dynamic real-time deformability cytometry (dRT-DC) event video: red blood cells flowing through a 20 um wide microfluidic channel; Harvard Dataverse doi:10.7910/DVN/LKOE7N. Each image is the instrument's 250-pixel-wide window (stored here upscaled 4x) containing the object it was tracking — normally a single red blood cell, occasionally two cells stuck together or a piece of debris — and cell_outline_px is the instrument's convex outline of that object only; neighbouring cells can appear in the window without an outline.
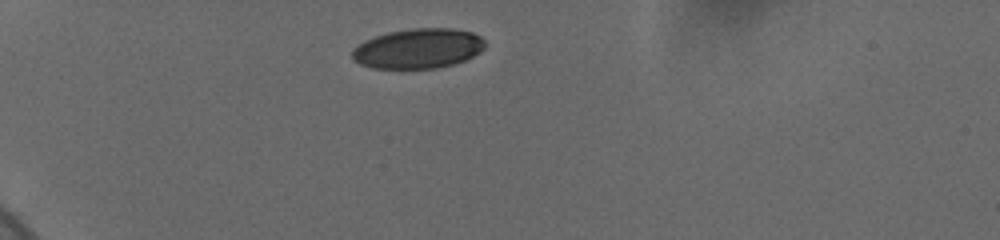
{"species": "human", "species_latin": "Homo sapiens", "temperature_condition": "cold", "stored_images_in_passage": 36, "camera_frame_rate_fps": 3000, "um_per_image_px": 0.085, "donor": {"sex": "female"}, "frame": {"image": 1, "passage_image": 1, "time_ms": 0.0, "image_size_px": [1000, 240], "cell_outline_px": [[484, 48], [480, 52], [464, 60], [452, 64], [436, 68], [372, 68], [360, 64], [352, 60], [352, 48], [364, 40], [388, 32], [412, 28], [452, 28], [472, 32], [480, 36], [484, 40]], "centroid_in_image_um": [35.51, 4.12], "position_along_channel_um": 49.5, "area_um2": 30.92}}
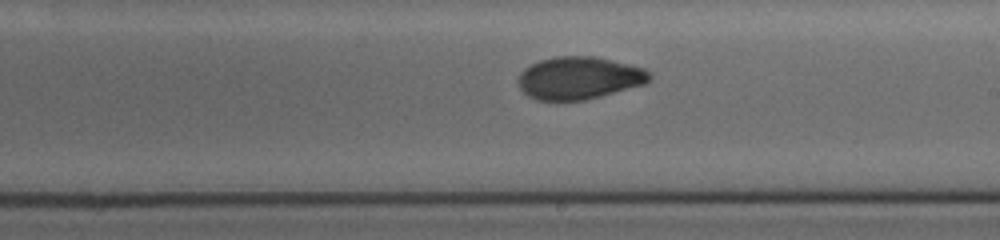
{"frame": {"image": 2, "passage_image": 20, "time_ms": 6.333, "image_size_px": [1000, 240], "cell_outline_px": [[652, 76], [644, 84], [600, 96], [584, 100], [536, 100], [528, 96], [520, 88], [520, 72], [524, 68], [540, 60], [556, 56], [592, 56], [612, 60], [644, 68], [652, 72]], "centroid_in_image_um": [49.23, 6.62], "position_along_channel_um": 239.8, "area_um2": 32.31}}
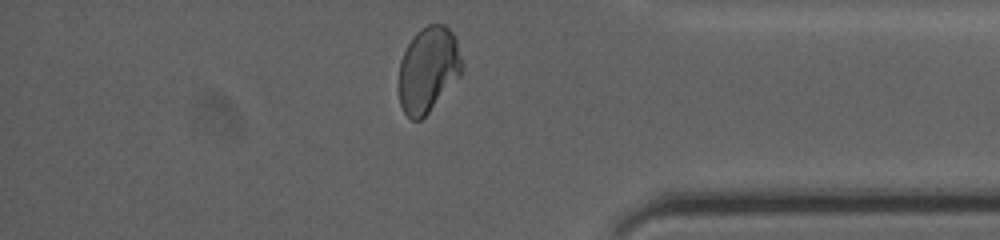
{"frame": {"image": 3, "passage_image": 34, "time_ms": 11.0, "image_size_px": [1000, 240], "cell_outline_px": [[464, 64], [460, 76], [428, 112], [420, 120], [412, 120], [404, 112], [400, 104], [400, 60], [412, 36], [416, 32], [428, 24], [444, 24], [452, 32], [456, 40]], "centroid_in_image_um": [36.41, 5.88], "position_along_channel_um": 398.8, "area_um2": 31.21}, "authors_computed_cell_mechanics": {"area_um2": 32.3969, "velocity_mm_per_s": 3.675, "shape_relaxation_time_tau1_ms": 4.9648, "shape_relaxation_time_tau2_ms": 1.6225, "deformation_change_tau1": 0.1303, "deformation_change_tau2": 0.0552}}